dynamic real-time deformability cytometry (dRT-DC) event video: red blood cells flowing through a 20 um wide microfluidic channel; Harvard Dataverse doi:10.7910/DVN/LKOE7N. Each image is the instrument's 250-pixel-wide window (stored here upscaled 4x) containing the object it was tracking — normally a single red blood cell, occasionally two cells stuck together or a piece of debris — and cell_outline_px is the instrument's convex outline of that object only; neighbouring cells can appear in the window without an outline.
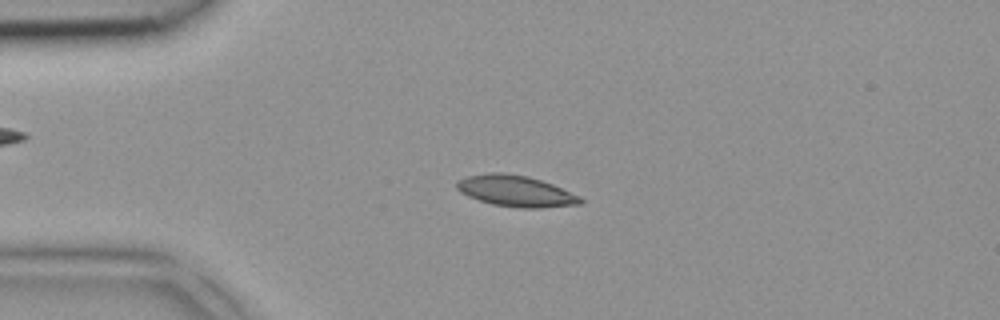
{"species": "common noctule bat (a hibernating species)", "species_latin": "Nyctalus noctula", "temperature_condition": "room temperature", "stored_images_in_passage": 5, "camera_frame_rate_fps": 3000, "um_per_image_px": 0.085, "animal": {"sex": "female", "body_mass_g": 18.4}, "frame": {"image": 1, "passage_image": 3, "time_ms": 0.667, "image_size_px": [1000, 320], "cell_outline_px": [[584, 200], [580, 204], [540, 208], [524, 208], [492, 204], [468, 196], [460, 192], [456, 188], [456, 184], [460, 180], [468, 176], [492, 172], [504, 172], [528, 176], [552, 184], [580, 196]], "centroid_in_image_um": [43.85, 16.24], "position_along_channel_um": 41.1, "area_um2": 22.25}}
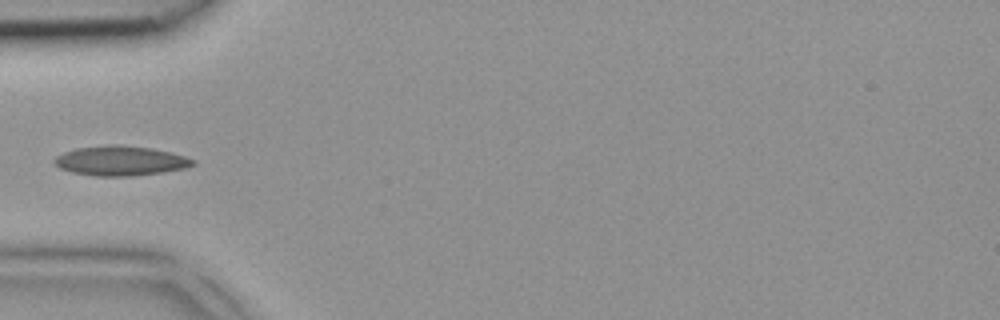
{"frame": {"image": 2, "passage_image": 4, "time_ms": 1.0, "image_size_px": [1000, 320], "cell_outline_px": [[196, 164], [184, 168], [164, 172], [132, 176], [96, 176], [72, 172], [60, 168], [52, 160], [56, 156], [64, 152], [76, 148], [108, 144], [120, 144], [152, 148], [172, 152], [196, 160]], "centroid_in_image_um": [10.26, 13.66], "position_along_channel_um": 74.7, "area_um2": 24.16}}